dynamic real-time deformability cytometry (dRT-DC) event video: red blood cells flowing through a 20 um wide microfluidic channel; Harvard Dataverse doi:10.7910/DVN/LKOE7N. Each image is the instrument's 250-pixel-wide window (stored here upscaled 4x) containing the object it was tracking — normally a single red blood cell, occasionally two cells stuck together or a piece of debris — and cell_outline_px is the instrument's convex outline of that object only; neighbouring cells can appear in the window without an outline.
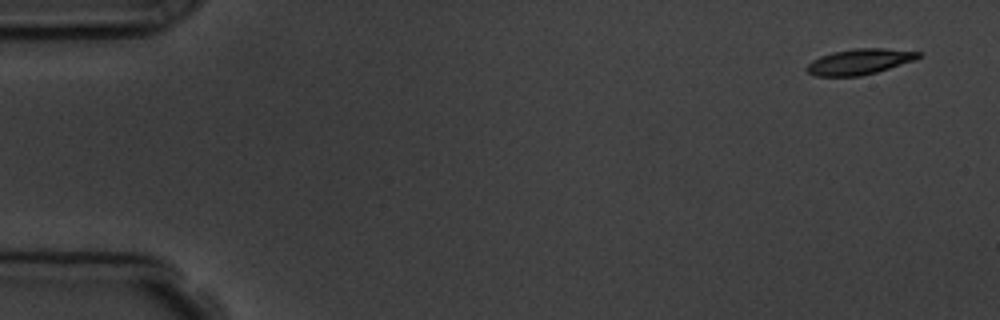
{"species": "common noctule bat (a hibernating species)", "species_latin": "Nyctalus noctula", "temperature_condition": "room temperature", "stored_images_in_passage": 4, "camera_frame_rate_fps": 3000, "um_per_image_px": 0.085, "animal": {"sex": "male", "body_mass_g": 19.5, "forearm_length_mm": 54.6}, "frame": {"image": 1, "passage_image": 1, "time_ms": 0.0, "image_size_px": [1000, 320], "cell_outline_px": [[920, 56], [916, 60], [876, 72], [860, 76], [816, 76], [808, 72], [804, 68], [812, 60], [820, 56], [832, 52], [856, 48], [884, 48], [920, 52]], "centroid_in_image_um": [73.04, 5.24], "position_along_channel_um": 12.0, "area_um2": 16.65}}
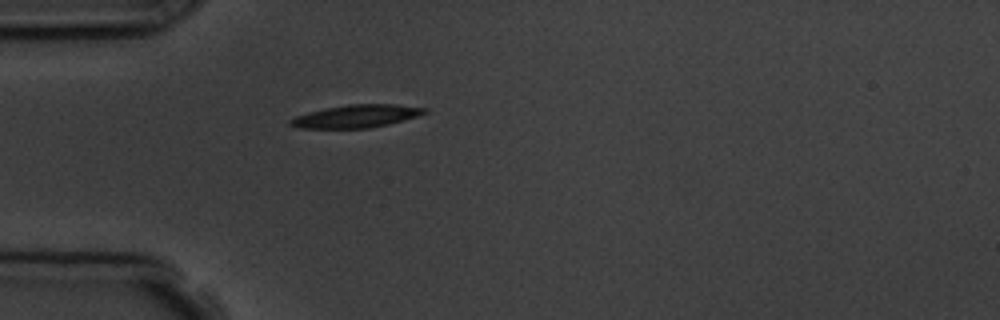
{"frame": {"image": 2, "passage_image": 4, "time_ms": 4.333, "image_size_px": [1000, 320], "cell_outline_px": [[428, 112], [416, 116], [388, 124], [368, 128], [296, 128], [288, 124], [288, 120], [296, 116], [308, 112], [348, 104], [396, 104], [428, 108]], "centroid_in_image_um": [30.26, 9.87], "position_along_channel_um": 54.7, "area_um2": 17.74}}